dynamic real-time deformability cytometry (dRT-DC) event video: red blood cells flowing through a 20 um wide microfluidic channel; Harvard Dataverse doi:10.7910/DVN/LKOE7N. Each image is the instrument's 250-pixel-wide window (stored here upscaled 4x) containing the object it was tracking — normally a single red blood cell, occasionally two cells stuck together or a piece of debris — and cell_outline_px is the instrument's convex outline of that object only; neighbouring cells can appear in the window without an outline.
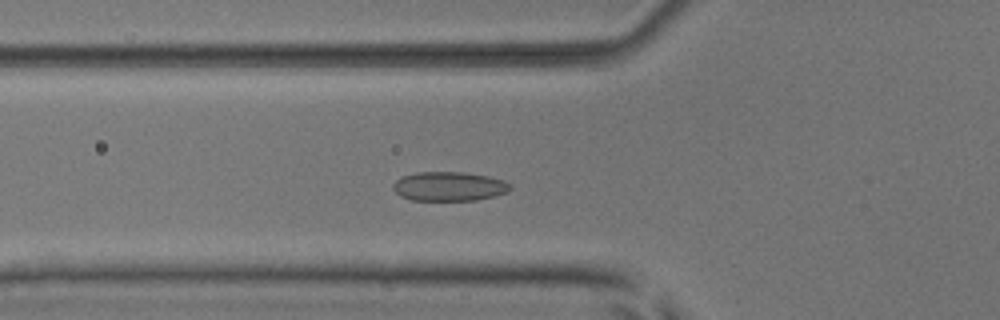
{"species": "common noctule bat (a hibernating species)", "species_latin": "Nyctalus noctula", "temperature_condition": "room temperature", "stored_images_in_passage": 21, "camera_frame_rate_fps": 3000, "um_per_image_px": 0.085, "animal": {"sex": "male", "body_mass_g": 17.9, "forearm_length_mm": 54.2}, "frame": {"image": 1, "passage_image": 7, "time_ms": 2.0, "image_size_px": [1000, 320], "cell_outline_px": [[512, 188], [508, 192], [496, 196], [476, 200], [412, 200], [400, 196], [392, 188], [392, 184], [400, 176], [416, 172], [464, 172], [488, 176], [504, 180]], "centroid_in_image_um": [38.16, 15.84], "position_along_channel_um": 87.6, "area_um2": 20.11}}
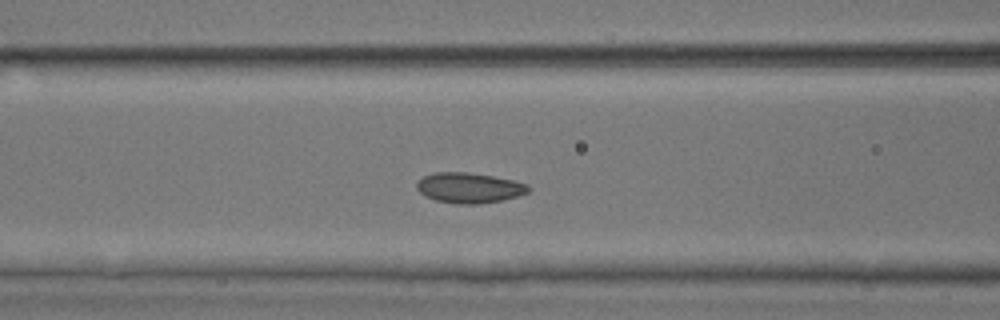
{"frame": {"image": 2, "passage_image": 10, "time_ms": 3.0, "image_size_px": [1000, 320], "cell_outline_px": [[532, 188], [528, 192], [516, 196], [500, 200], [480, 204], [456, 204], [436, 200], [424, 196], [416, 188], [416, 184], [424, 176], [436, 172], [464, 172], [492, 176], [512, 180], [528, 184]], "centroid_in_image_um": [39.87, 15.97], "position_along_channel_um": 126.7, "area_um2": 19.59}}
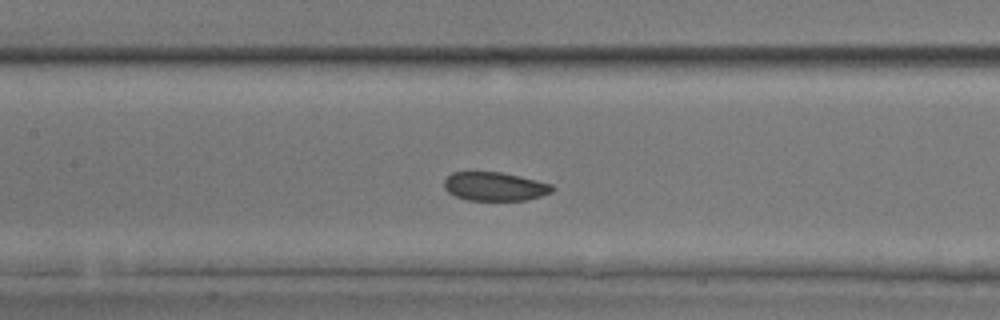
{"frame": {"image": 3, "passage_image": 13, "time_ms": 4.0, "image_size_px": [1000, 320], "cell_outline_px": [[556, 188], [552, 192], [528, 200], [468, 200], [456, 196], [448, 192], [444, 188], [444, 180], [452, 172], [500, 172], [520, 176], [552, 184]], "centroid_in_image_um": [42.07, 15.85], "position_along_channel_um": 165.3, "area_um2": 18.09}}